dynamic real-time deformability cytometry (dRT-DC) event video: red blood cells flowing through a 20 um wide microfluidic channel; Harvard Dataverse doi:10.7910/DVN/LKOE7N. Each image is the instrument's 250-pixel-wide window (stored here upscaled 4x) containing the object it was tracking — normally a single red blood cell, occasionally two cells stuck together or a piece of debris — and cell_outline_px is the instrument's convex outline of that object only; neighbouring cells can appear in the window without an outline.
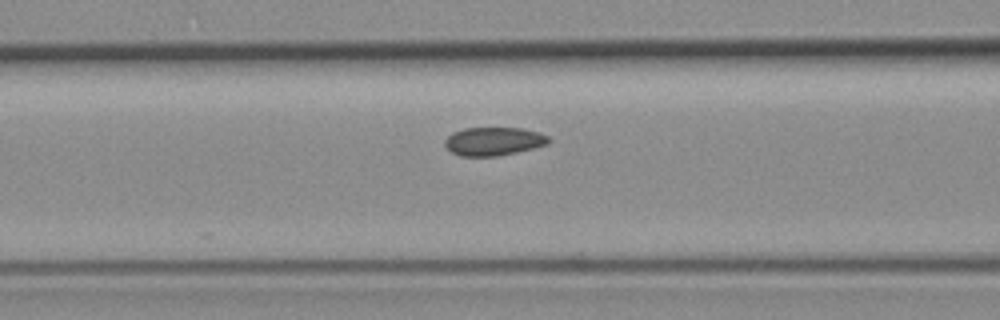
{"species": "common noctule bat (a hibernating species)", "species_latin": "Nyctalus noctula", "temperature_condition": "room temperature", "stored_images_in_passage": 5, "camera_frame_rate_fps": 3000, "um_per_image_px": 0.085, "animal": {"sex": "female", "body_mass_g": 19.3, "forearm_length_mm": 54.1}, "frame": {"image": 1, "passage_image": 5, "time_ms": 1.333, "image_size_px": [1000, 320], "cell_outline_px": [[552, 140], [548, 144], [516, 152], [496, 156], [460, 156], [452, 152], [444, 144], [444, 140], [452, 132], [464, 128], [524, 128], [540, 132], [548, 136]], "centroid_in_image_um": [41.97, 12.0], "position_along_channel_um": 124.6, "area_um2": 17.22}}